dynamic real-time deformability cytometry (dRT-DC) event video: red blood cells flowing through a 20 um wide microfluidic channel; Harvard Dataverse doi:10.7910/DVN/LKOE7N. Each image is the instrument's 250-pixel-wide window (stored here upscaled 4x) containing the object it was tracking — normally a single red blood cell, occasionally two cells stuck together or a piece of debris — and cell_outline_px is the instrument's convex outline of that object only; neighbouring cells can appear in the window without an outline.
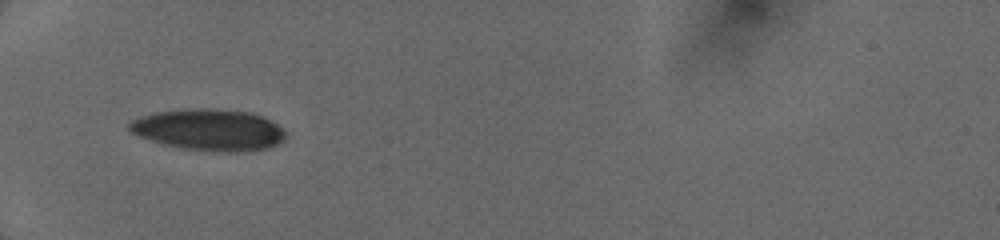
{"species": "human", "species_latin": "Homo sapiens", "temperature_condition": "cold", "stored_images_in_passage": 69, "camera_frame_rate_fps": 3000, "um_per_image_px": 0.085, "donor": {"sex": "female"}, "frame": {"image": 1, "passage_image": 1, "time_ms": 0.0, "image_size_px": [1000, 240], "cell_outline_px": [[284, 140], [268, 148], [244, 152], [224, 152], [180, 148], [164, 144], [140, 136], [132, 132], [128, 128], [128, 124], [132, 120], [140, 116], [156, 112], [188, 108], [216, 108], [252, 112], [264, 116], [276, 124], [284, 132]], "centroid_in_image_um": [17.77, 11.02], "position_along_channel_um": 67.2, "area_um2": 37.86}}
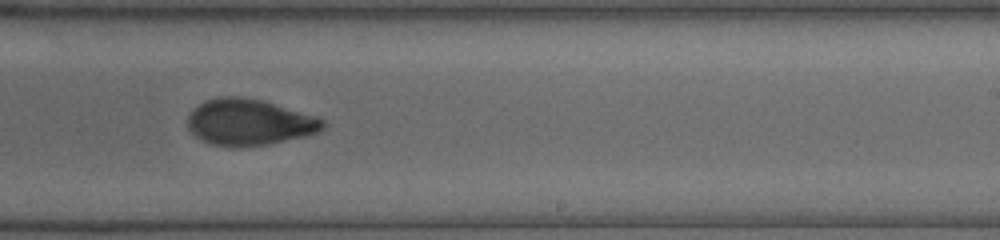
{"frame": {"image": 2, "passage_image": 32, "time_ms": 5.0, "image_size_px": [1000, 240], "cell_outline_px": [[324, 128], [320, 132], [304, 136], [268, 144], [236, 148], [212, 144], [196, 136], [188, 128], [188, 116], [200, 104], [208, 100], [220, 96], [240, 96], [264, 100], [316, 116], [324, 120]], "centroid_in_image_um": [21.22, 10.39], "position_along_channel_um": 267.8, "area_um2": 36.36}}
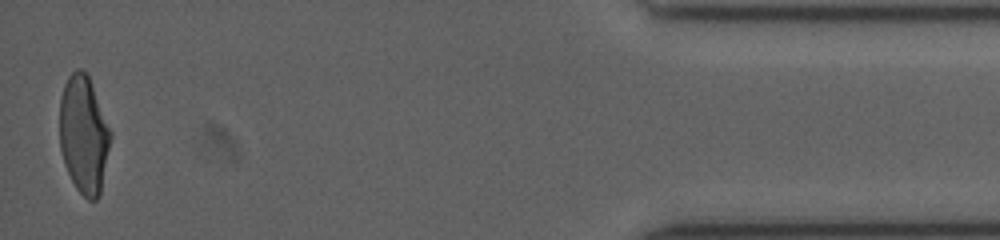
{"frame": {"image": 3, "passage_image": 68, "time_ms": 10.333, "image_size_px": [1000, 240], "cell_outline_px": [[112, 136], [100, 196], [96, 200], [88, 200], [76, 188], [64, 164], [60, 148], [60, 96], [64, 84], [68, 76], [76, 68], [80, 68], [88, 76], [112, 132]], "centroid_in_image_um": [7.12, 11.46], "position_along_channel_um": 428.1, "area_um2": 35.03}}